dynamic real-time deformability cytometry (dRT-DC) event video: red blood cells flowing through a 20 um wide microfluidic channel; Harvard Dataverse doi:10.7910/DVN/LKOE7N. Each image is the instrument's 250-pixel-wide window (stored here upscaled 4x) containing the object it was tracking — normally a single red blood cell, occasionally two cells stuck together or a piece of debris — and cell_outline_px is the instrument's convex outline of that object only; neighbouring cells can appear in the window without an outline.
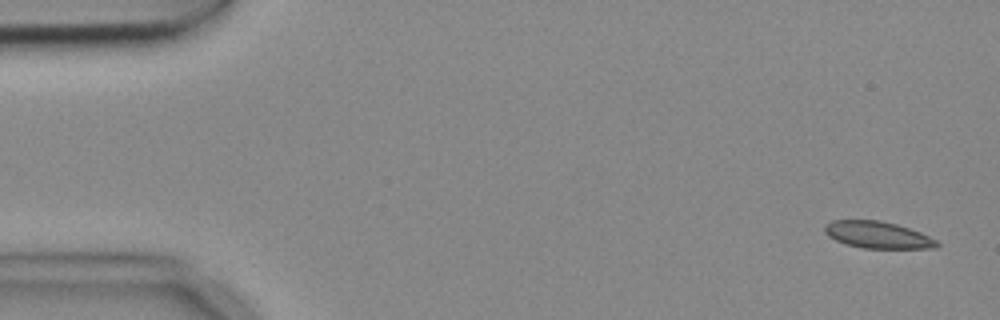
{"species": "common noctule bat (a hibernating species)", "species_latin": "Nyctalus noctula", "temperature_condition": "cold", "stored_images_in_passage": 5, "camera_frame_rate_fps": 3000, "um_per_image_px": 0.085, "animal": {"sex": "female", "body_mass_g": 18.4}, "frame": {"image": 1, "passage_image": 1, "time_ms": 0.0, "image_size_px": [1000, 320], "cell_outline_px": [[940, 244], [936, 248], [864, 248], [848, 244], [836, 240], [828, 236], [824, 232], [824, 224], [832, 220], [880, 220], [896, 224], [920, 232], [936, 240]], "centroid_in_image_um": [74.58, 19.95], "position_along_channel_um": 10.4, "area_um2": 17.46}}
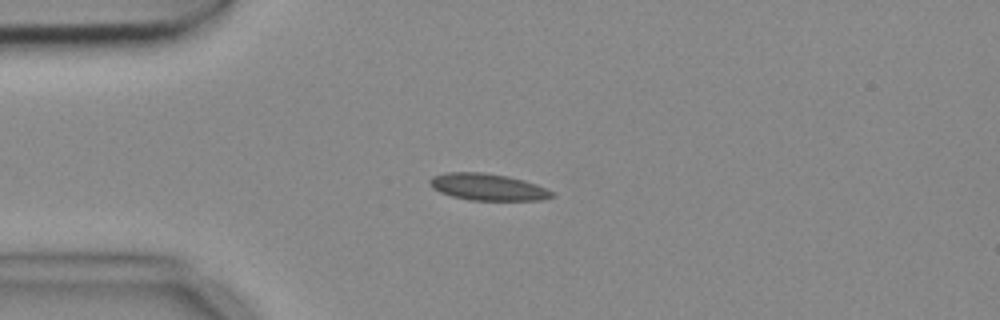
{"frame": {"image": 2, "passage_image": 4, "time_ms": 1.0, "image_size_px": [1000, 320], "cell_outline_px": [[556, 196], [544, 200], [468, 200], [452, 196], [440, 192], [432, 188], [428, 184], [428, 180], [432, 176], [448, 172], [484, 172], [508, 176], [524, 180], [536, 184], [556, 192]], "centroid_in_image_um": [41.48, 15.89], "position_along_channel_um": 43.5, "area_um2": 19.36}}